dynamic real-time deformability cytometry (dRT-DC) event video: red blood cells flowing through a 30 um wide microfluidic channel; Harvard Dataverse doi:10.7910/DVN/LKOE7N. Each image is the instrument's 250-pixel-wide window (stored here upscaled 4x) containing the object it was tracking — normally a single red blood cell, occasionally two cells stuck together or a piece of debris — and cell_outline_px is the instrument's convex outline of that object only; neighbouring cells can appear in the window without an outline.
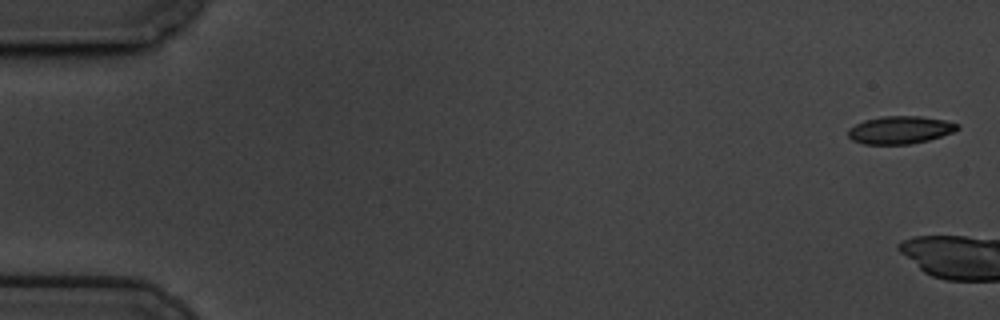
{"species": "common noctule bat (a hibernating species)", "species_latin": "Nyctalus noctula", "temperature_condition": "cold", "stored_images_in_passage": 7, "camera_frame_rate_fps": 3000, "um_per_image_px": 0.085, "animal": {"sex": "male", "body_mass_g": 19.5, "forearm_length_mm": 54.6}, "frame": {"image": 1, "passage_image": 1, "time_ms": 0.0, "image_size_px": [1000, 320], "cell_outline_px": [[960, 128], [952, 132], [928, 140], [912, 144], [864, 144], [852, 140], [848, 136], [848, 128], [864, 120], [880, 116], [920, 116], [944, 120], [960, 124]], "centroid_in_image_um": [76.49, 11.04], "position_along_channel_um": 8.5, "area_um2": 17.69}}